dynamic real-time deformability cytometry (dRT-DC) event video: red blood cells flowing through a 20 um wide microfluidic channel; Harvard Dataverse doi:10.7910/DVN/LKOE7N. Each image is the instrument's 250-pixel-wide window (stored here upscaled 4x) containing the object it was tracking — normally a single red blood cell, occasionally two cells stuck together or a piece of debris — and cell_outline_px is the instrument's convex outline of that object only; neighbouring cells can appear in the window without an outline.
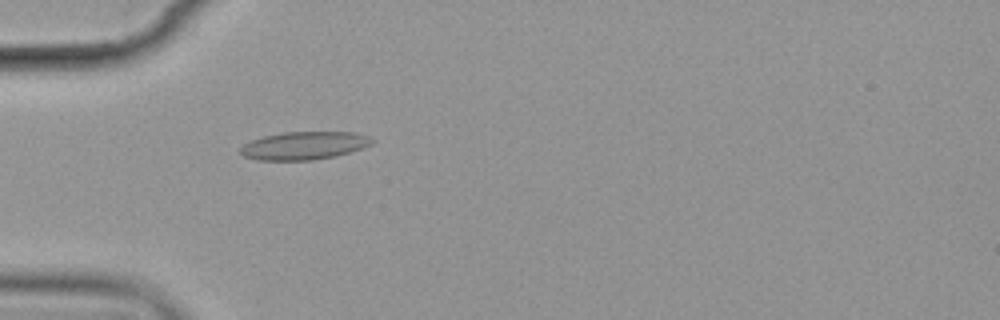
{"species": "common noctule bat (a hibernating species)", "species_latin": "Nyctalus noctula", "temperature_condition": "cold", "stored_images_in_passage": 6, "camera_frame_rate_fps": 3000, "um_per_image_px": 0.085, "animal": {"sex": "female", "body_mass_g": 19.9}, "frame": {"image": 1, "passage_image": 6, "time_ms": 5.667, "image_size_px": [1000, 320], "cell_outline_px": [[376, 140], [372, 144], [336, 156], [312, 160], [256, 160], [244, 156], [240, 152], [240, 148], [244, 144], [252, 140], [264, 136], [284, 132], [356, 132], [368, 136]], "centroid_in_image_um": [25.86, 12.37], "position_along_channel_um": 59.1, "area_um2": 21.39}}